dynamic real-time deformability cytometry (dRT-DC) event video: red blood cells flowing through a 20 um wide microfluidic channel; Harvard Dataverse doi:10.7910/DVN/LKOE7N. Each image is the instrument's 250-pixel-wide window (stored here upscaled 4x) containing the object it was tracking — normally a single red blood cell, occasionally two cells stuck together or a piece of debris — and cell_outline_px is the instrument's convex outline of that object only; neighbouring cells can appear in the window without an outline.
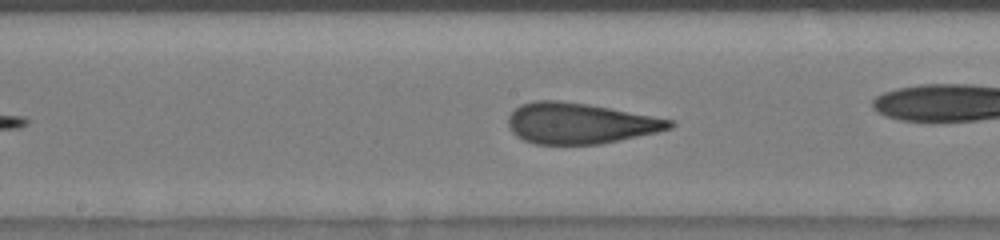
{"species": "human", "species_latin": "Homo sapiens", "temperature_condition": "room temperature", "stored_images_in_passage": 39, "camera_frame_rate_fps": 3000, "um_per_image_px": 0.085, "donor": {"sex": "male"}, "frame": {"image": 1, "passage_image": 17, "time_ms": 3.667, "image_size_px": [1000, 240], "cell_outline_px": [[676, 124], [672, 128], [656, 132], [600, 144], [536, 144], [524, 140], [516, 136], [508, 128], [508, 116], [520, 104], [536, 100], [560, 100], [588, 104], [676, 120]], "centroid_in_image_um": [49.29, 10.47], "position_along_channel_um": 198.9, "area_um2": 38.49}}